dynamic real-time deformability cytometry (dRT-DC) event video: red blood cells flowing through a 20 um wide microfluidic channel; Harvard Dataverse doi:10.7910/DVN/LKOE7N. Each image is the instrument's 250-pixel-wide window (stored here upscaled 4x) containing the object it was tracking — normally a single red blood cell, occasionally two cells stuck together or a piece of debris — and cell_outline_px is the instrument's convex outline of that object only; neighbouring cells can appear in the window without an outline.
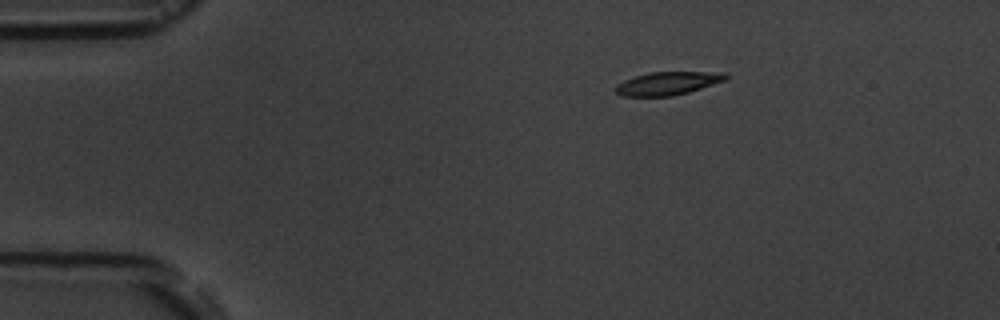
{"species": "common noctule bat (a hibernating species)", "species_latin": "Nyctalus noctula", "temperature_condition": "room temperature", "stored_images_in_passage": 3, "camera_frame_rate_fps": 3000, "um_per_image_px": 0.085, "animal": {"sex": "male", "body_mass_g": 19.5, "forearm_length_mm": 54.6}, "frame": {"image": 1, "passage_image": 1, "time_ms": 0.0, "image_size_px": [1000, 320], "cell_outline_px": [[728, 80], [688, 92], [672, 96], [624, 96], [616, 92], [616, 84], [624, 80], [648, 72], [728, 72]], "centroid_in_image_um": [56.81, 7.07], "position_along_channel_um": 28.2, "area_um2": 14.91}}